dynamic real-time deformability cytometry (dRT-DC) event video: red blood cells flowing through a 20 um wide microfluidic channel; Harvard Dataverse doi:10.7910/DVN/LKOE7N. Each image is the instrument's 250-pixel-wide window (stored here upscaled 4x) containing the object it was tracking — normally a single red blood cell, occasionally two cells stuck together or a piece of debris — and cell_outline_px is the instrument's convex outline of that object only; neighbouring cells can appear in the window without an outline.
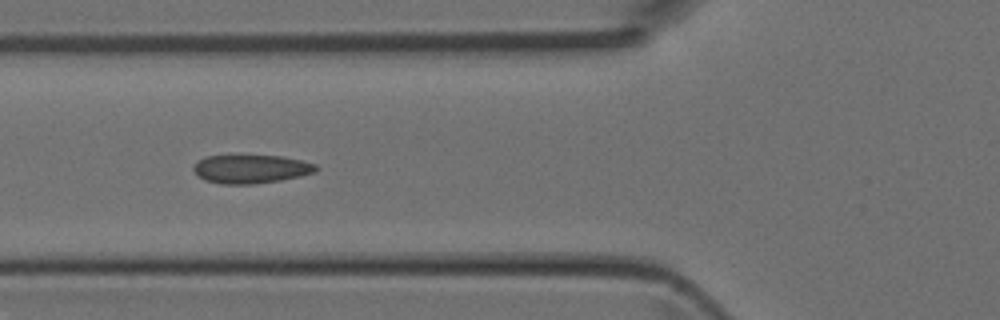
{"species": "Egyptian fruit bat (a non-hibernating species)", "species_latin": "Rousettus aegyptiacus", "temperature_condition": "room temperature", "stored_images_in_passage": 5, "camera_frame_rate_fps": 3000, "um_per_image_px": 0.085, "animal": {"sex": "female"}, "frame": {"image": 1, "passage_image": 5, "time_ms": 1.333, "image_size_px": [1000, 320], "cell_outline_px": [[320, 168], [316, 172], [300, 176], [280, 180], [256, 184], [220, 184], [204, 180], [192, 168], [200, 160], [208, 156], [284, 156], [316, 164]], "centroid_in_image_um": [21.39, 14.37], "position_along_channel_um": 104.4, "area_um2": 20.23}}